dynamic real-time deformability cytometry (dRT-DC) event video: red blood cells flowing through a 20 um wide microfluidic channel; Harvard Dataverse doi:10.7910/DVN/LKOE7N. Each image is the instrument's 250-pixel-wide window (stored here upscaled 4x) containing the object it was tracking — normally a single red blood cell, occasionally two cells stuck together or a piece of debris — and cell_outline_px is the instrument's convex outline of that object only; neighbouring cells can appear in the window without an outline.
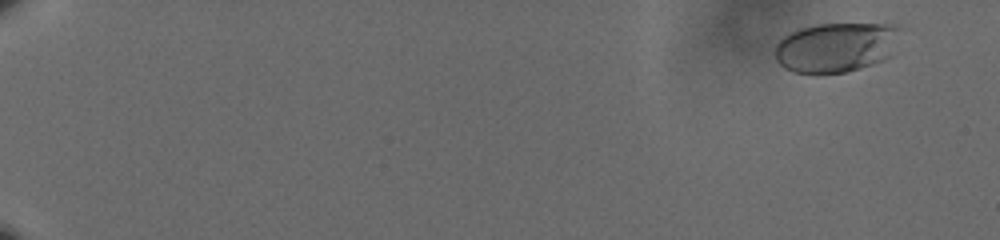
{"species": "human", "species_latin": "Homo sapiens", "temperature_condition": "cold", "stored_images_in_passage": 62, "camera_frame_rate_fps": 3000, "um_per_image_px": 0.085, "donor": {"sex": "male"}, "frame": {"image": 1, "passage_image": 5, "time_ms": 1.333, "image_size_px": [1000, 240], "cell_outline_px": [[904, 28], [888, 56], [872, 64], [860, 68], [844, 72], [816, 76], [792, 72], [784, 68], [776, 60], [772, 52], [776, 44], [788, 32], [800, 28], [816, 24], [884, 24]], "centroid_in_image_um": [70.98, 4.04], "position_along_channel_um": 14.0, "area_um2": 36.93}}
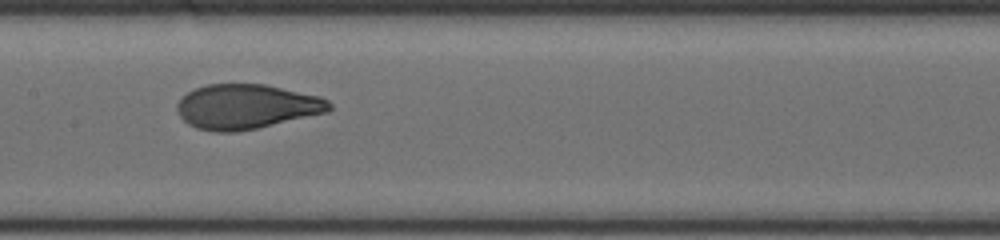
{"frame": {"image": 2, "passage_image": 36, "time_ms": 11.667, "image_size_px": [1000, 240], "cell_outline_px": [[332, 108], [328, 112], [256, 128], [236, 132], [216, 132], [196, 128], [188, 124], [180, 116], [176, 108], [176, 104], [188, 92], [196, 88], [208, 84], [264, 84], [320, 96], [328, 100], [332, 104]], "centroid_in_image_um": [20.95, 9.06], "position_along_channel_um": 186.4, "area_um2": 39.54}}
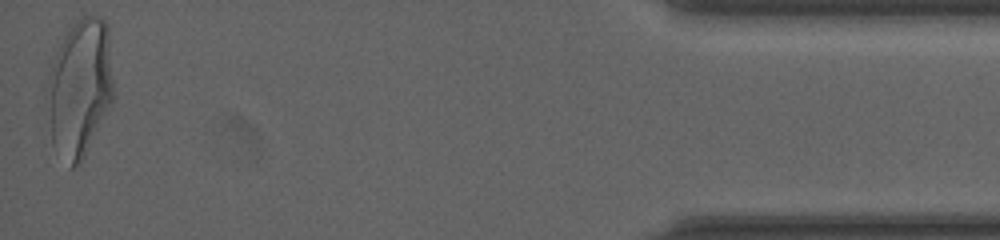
{"frame": {"image": 3, "passage_image": 62, "time_ms": 20.333, "image_size_px": [1000, 240], "cell_outline_px": [[112, 100], [80, 164], [72, 168], [68, 168], [52, 144], [44, 96], [44, 88], [56, 52], [68, 24], [80, 16], [96, 16], [104, 20], [108, 28], [112, 80]], "centroid_in_image_um": [6.71, 7.46], "position_along_channel_um": 428.5, "area_um2": 53.7}, "authors_computed_cell_mechanics": {"area_um2": 39.3329, "velocity_mm_per_s": 3.5879, "shape_relaxation_time_tau1_ms": 6.1459, "shape_relaxation_time_tau2_ms": null, "deformation_change_tau1": 0.2184, "deformation_change_tau2": null}}